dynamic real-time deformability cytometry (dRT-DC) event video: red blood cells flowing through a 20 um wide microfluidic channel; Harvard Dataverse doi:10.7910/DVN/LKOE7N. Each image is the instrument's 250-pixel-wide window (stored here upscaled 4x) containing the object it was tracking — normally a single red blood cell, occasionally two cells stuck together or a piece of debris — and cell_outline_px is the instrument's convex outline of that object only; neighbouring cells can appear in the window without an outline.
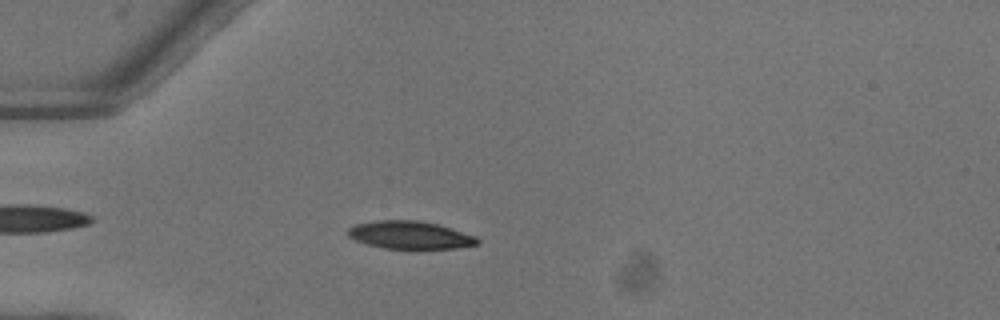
{"species": "common noctule bat (a hibernating species)", "species_latin": "Nyctalus noctula", "temperature_condition": "warm", "stored_images_in_passage": 52, "camera_frame_rate_fps": 3000, "um_per_image_px": 0.085, "animal": {"sex": "female"}, "frame": {"image": 1, "passage_image": 16, "time_ms": 5.0, "image_size_px": [1000, 320], "cell_outline_px": [[480, 244], [456, 248], [416, 252], [384, 248], [368, 244], [356, 240], [348, 236], [348, 228], [356, 224], [376, 220], [416, 220], [436, 224], [476, 236], [480, 240]], "centroid_in_image_um": [34.89, 20.03], "position_along_channel_um": 50.1, "area_um2": 21.73}}
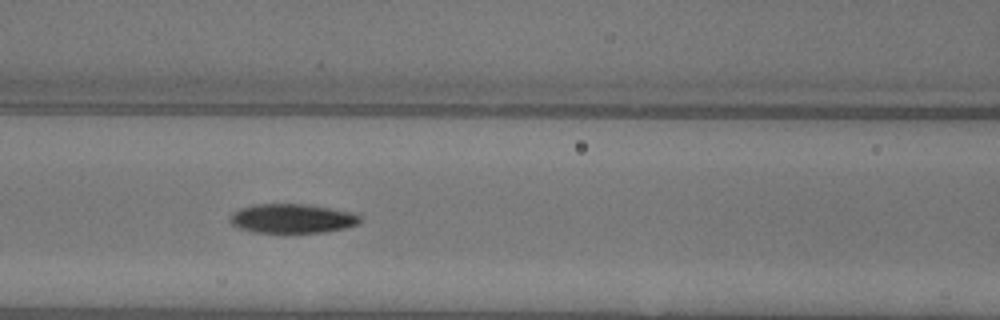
{"frame": {"image": 2, "passage_image": 24, "time_ms": 7.667, "image_size_px": [1000, 320], "cell_outline_px": [[360, 220], [356, 224], [344, 228], [324, 232], [256, 232], [240, 228], [232, 224], [232, 212], [240, 208], [252, 204], [308, 204], [348, 212], [360, 216]], "centroid_in_image_um": [24.8, 18.56], "position_along_channel_um": 141.8, "area_um2": 21.68}}
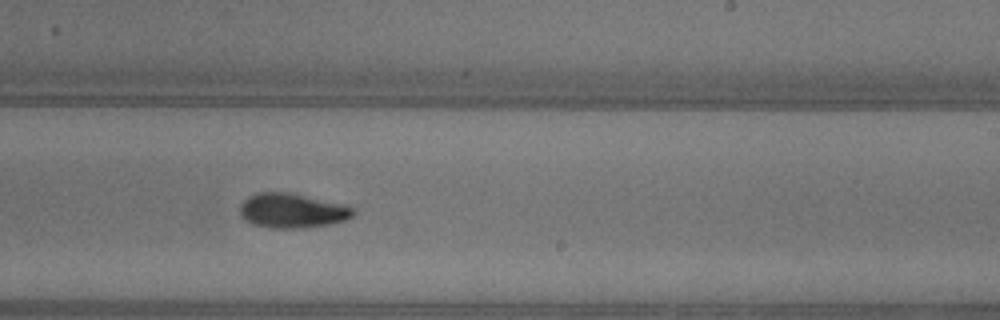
{"frame": {"image": 3, "passage_image": 33, "time_ms": 10.667, "image_size_px": [1000, 320], "cell_outline_px": [[356, 212], [352, 216], [344, 220], [332, 224], [304, 228], [272, 228], [252, 224], [244, 220], [240, 216], [240, 204], [248, 196], [256, 192], [288, 192], [344, 204], [356, 208]], "centroid_in_image_um": [24.83, 17.91], "position_along_channel_um": 264.2, "area_um2": 23.12}, "authors_computed_cell_mechanics": {"area_um2": 21.386, "velocity_mm_per_s": 4.0916, "shape_relaxation_time_tau1_ms": 3.2236, "shape_relaxation_time_tau2_ms": 4.5777, "deformation_change_tau1": 0.1555, "deformation_change_tau2": 0.102}}